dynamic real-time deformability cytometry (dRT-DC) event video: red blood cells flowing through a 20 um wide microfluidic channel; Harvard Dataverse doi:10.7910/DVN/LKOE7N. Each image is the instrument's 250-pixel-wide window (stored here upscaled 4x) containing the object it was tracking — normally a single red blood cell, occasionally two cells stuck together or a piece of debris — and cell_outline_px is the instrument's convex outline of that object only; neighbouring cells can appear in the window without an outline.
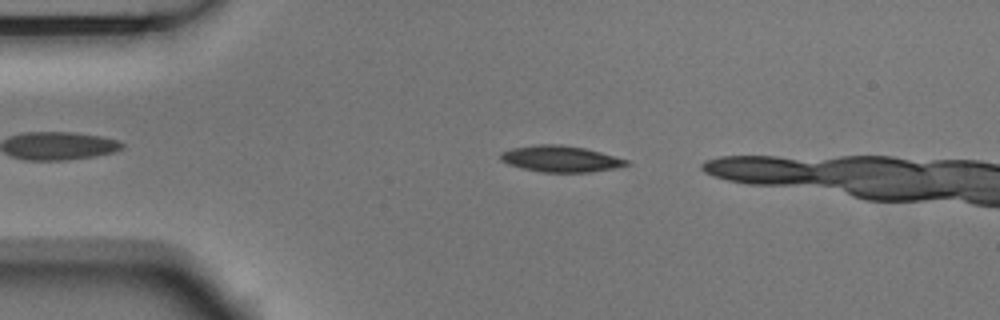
{"species": "Egyptian fruit bat (a non-hibernating species)", "species_latin": "Rousettus aegyptiacus", "temperature_condition": "room temperature", "stored_images_in_passage": 3, "camera_frame_rate_fps": 3000, "um_per_image_px": 0.085, "animal": {"sex": "male"}, "frame": {"image": 1, "passage_image": 1, "time_ms": 0.0, "image_size_px": [1000, 320], "cell_outline_px": [[632, 164], [616, 168], [588, 172], [544, 172], [524, 168], [508, 164], [500, 160], [500, 152], [512, 148], [536, 144], [560, 144], [584, 148], [600, 152], [628, 160]], "centroid_in_image_um": [47.65, 13.49], "position_along_channel_um": 37.4, "area_um2": 19.19}}